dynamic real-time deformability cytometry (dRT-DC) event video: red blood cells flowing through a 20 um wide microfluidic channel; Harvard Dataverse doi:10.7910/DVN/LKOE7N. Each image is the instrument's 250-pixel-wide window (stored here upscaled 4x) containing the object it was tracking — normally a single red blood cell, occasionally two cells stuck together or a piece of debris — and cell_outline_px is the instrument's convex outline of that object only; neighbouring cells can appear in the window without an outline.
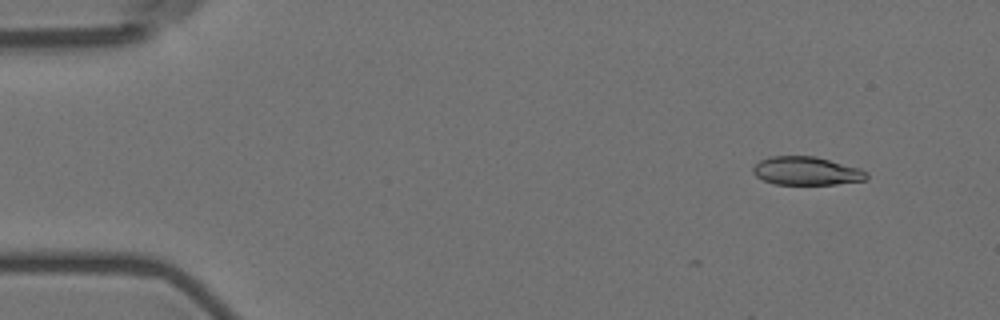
{"species": "Egyptian fruit bat (a non-hibernating species)", "species_latin": "Rousettus aegyptiacus", "temperature_condition": "room temperature", "stored_images_in_passage": 6, "camera_frame_rate_fps": 3000, "um_per_image_px": 0.085, "animal": {"sex": "female"}, "frame": {"image": 1, "passage_image": 1, "time_ms": 0.0, "image_size_px": [1000, 320], "cell_outline_px": [[868, 180], [836, 184], [776, 184], [764, 180], [756, 176], [752, 172], [752, 168], [760, 160], [768, 156], [816, 156], [860, 168], [868, 172]], "centroid_in_image_um": [68.57, 14.52], "position_along_channel_um": 16.4, "area_um2": 18.9}}
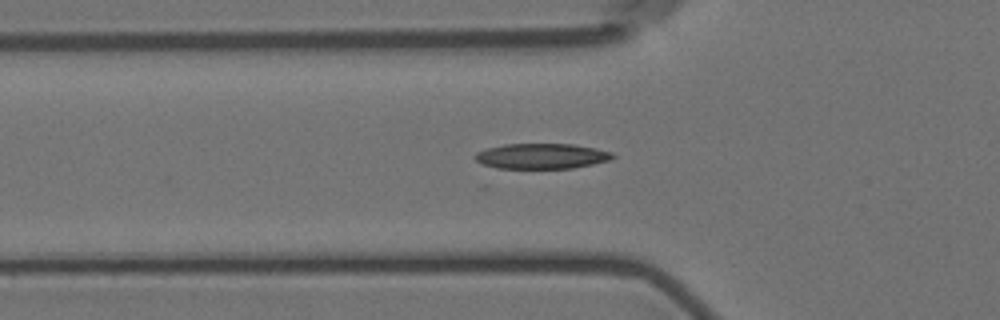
{"frame": {"image": 2, "passage_image": 5, "time_ms": 4.667, "image_size_px": [1000, 320], "cell_outline_px": [[616, 156], [612, 160], [572, 168], [496, 168], [480, 164], [472, 156], [476, 152], [488, 148], [504, 144], [572, 144], [612, 152]], "centroid_in_image_um": [46.0, 13.27], "position_along_channel_um": 79.8, "area_um2": 20.35}}
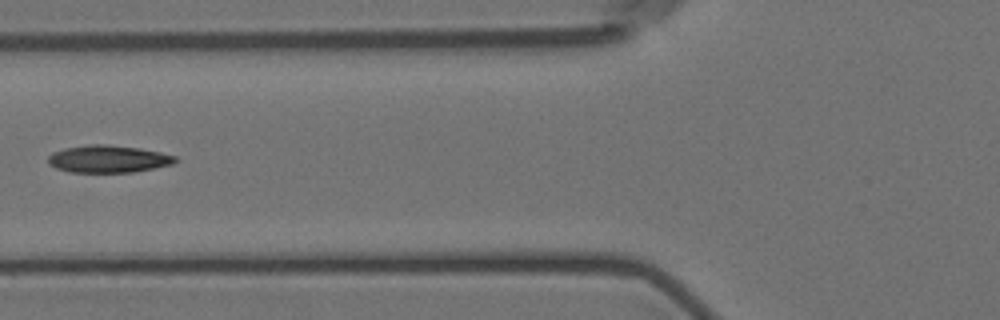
{"frame": {"image": 3, "passage_image": 6, "time_ms": 5.667, "image_size_px": [1000, 320], "cell_outline_px": [[180, 160], [172, 164], [156, 168], [132, 172], [68, 172], [56, 168], [48, 164], [48, 156], [52, 152], [64, 148], [92, 144], [104, 144], [140, 148], [160, 152], [176, 156]], "centroid_in_image_um": [9.21, 13.51], "position_along_channel_um": 116.6, "area_um2": 20.4}}